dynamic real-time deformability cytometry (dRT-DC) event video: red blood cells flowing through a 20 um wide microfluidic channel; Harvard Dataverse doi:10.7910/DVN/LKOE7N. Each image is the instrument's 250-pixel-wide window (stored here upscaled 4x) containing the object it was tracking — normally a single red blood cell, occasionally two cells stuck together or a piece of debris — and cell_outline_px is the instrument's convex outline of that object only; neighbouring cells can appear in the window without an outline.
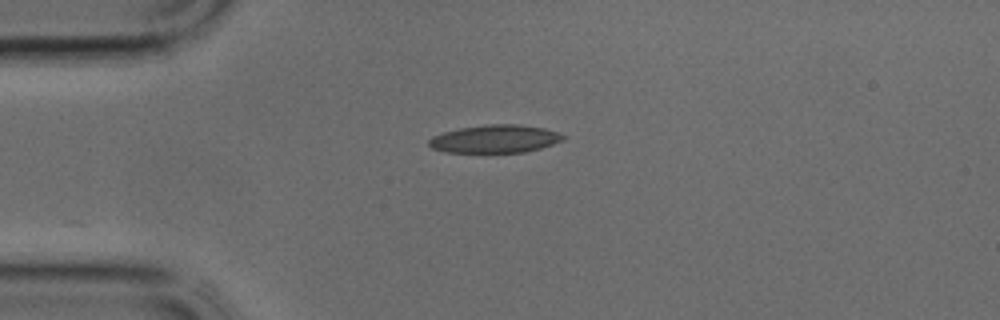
{"species": "common noctule bat (a hibernating species)", "species_latin": "Nyctalus noctula", "temperature_condition": "cold", "stored_images_in_passage": 13, "camera_frame_rate_fps": 3000, "um_per_image_px": 0.085, "animal": {"sex": "male", "body_mass_g": 17.9, "forearm_length_mm": 54.2}, "frame": {"image": 1, "passage_image": 1, "time_ms": 0.0, "image_size_px": [1000, 320], "cell_outline_px": [[568, 136], [564, 140], [540, 148], [524, 152], [448, 152], [432, 148], [428, 144], [428, 140], [432, 136], [444, 132], [460, 128], [488, 124], [516, 124], [544, 128]], "centroid_in_image_um": [42.09, 11.8], "position_along_channel_um": 42.9, "area_um2": 21.73}}
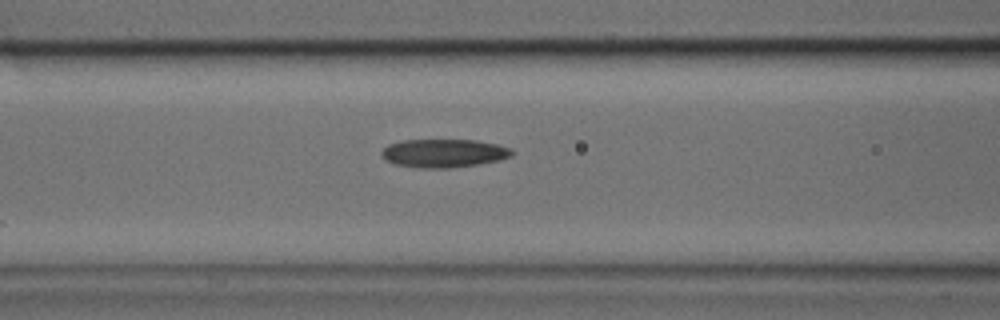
{"frame": {"image": 2, "passage_image": 7, "time_ms": 2.0, "image_size_px": [1000, 320], "cell_outline_px": [[516, 152], [512, 156], [500, 160], [480, 164], [452, 168], [416, 168], [396, 164], [384, 160], [380, 156], [380, 152], [388, 144], [404, 140], [476, 140], [496, 144], [512, 148]], "centroid_in_image_um": [37.73, 13.03], "position_along_channel_um": 128.9, "area_um2": 21.91}}